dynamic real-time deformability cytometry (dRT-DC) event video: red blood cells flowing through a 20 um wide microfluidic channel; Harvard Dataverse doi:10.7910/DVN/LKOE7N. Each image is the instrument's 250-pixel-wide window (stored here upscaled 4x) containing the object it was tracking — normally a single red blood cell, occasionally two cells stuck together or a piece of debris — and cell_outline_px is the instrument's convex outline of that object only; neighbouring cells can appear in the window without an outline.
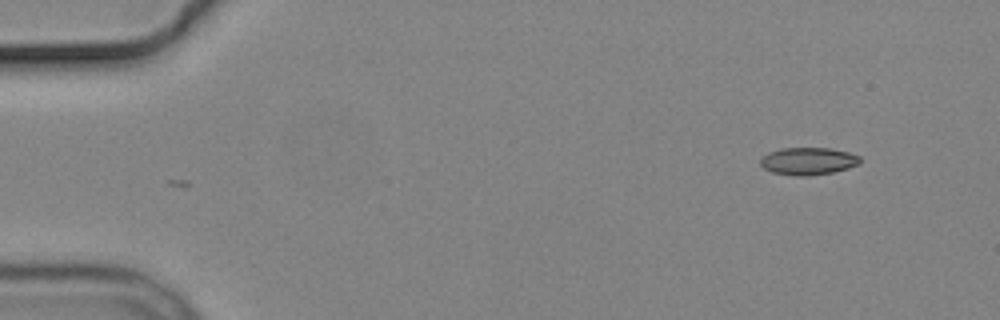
{"species": "common noctule bat (a hibernating species)", "species_latin": "Nyctalus noctula", "temperature_condition": "cold", "stored_images_in_passage": 2, "camera_frame_rate_fps": 3000, "um_per_image_px": 0.085, "animal": {"sex": "male", "body_mass_g": 19.2, "forearm_length_mm": 51.8}, "frame": {"image": 1, "passage_image": 2, "time_ms": 1.333, "image_size_px": [1000, 320], "cell_outline_px": [[860, 164], [848, 168], [832, 172], [808, 176], [796, 176], [772, 172], [764, 168], [760, 164], [760, 160], [768, 152], [780, 148], [828, 148], [848, 152], [860, 156]], "centroid_in_image_um": [68.69, 13.69], "position_along_channel_um": 16.3, "area_um2": 15.9}}